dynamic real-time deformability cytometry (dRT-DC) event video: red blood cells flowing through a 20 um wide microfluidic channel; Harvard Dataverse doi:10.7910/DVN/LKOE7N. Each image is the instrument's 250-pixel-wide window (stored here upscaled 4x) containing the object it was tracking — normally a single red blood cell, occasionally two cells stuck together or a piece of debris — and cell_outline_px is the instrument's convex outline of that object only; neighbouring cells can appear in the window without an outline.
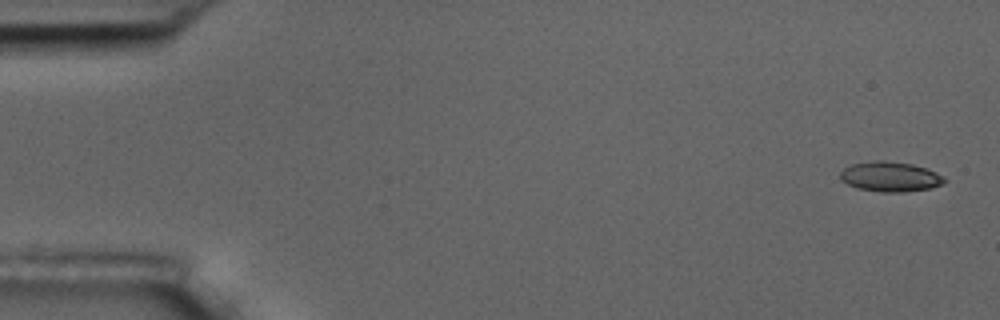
{"species": "common noctule bat (a hibernating species)", "species_latin": "Nyctalus noctula", "temperature_condition": "room temperature", "stored_images_in_passage": 16, "camera_frame_rate_fps": 3000, "um_per_image_px": 0.085, "animal": {"sex": "male", "body_mass_g": 17.5, "forearm_length_mm": 52.3}, "frame": {"image": 1, "passage_image": 1, "time_ms": 0.0, "image_size_px": [1000, 320], "cell_outline_px": [[948, 180], [944, 184], [932, 188], [904, 192], [880, 192], [856, 188], [840, 180], [840, 172], [844, 168], [852, 164], [876, 160], [880, 160], [912, 164], [936, 172], [944, 176]], "centroid_in_image_um": [75.69, 15.03], "position_along_channel_um": 9.3, "area_um2": 18.32}}
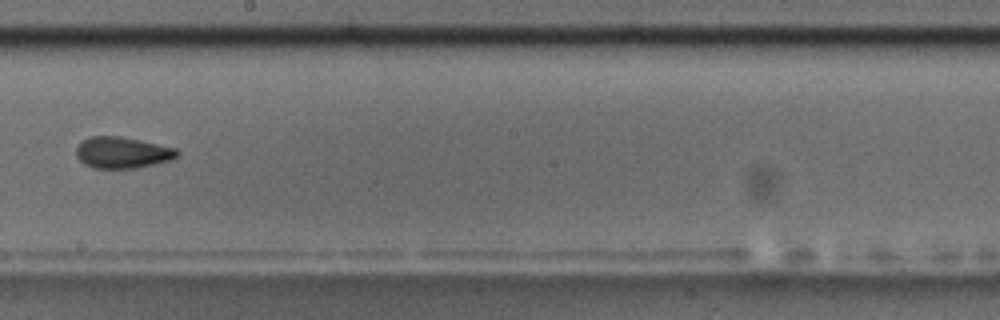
{"frame": {"image": 2, "passage_image": 9, "time_ms": 10.0, "image_size_px": [1000, 320], "cell_outline_px": [[180, 152], [176, 156], [168, 160], [136, 168], [92, 168], [84, 164], [76, 156], [76, 148], [84, 140], [92, 136], [120, 136], [176, 148]], "centroid_in_image_um": [10.37, 12.97], "position_along_channel_um": 237.8, "area_um2": 18.15}}
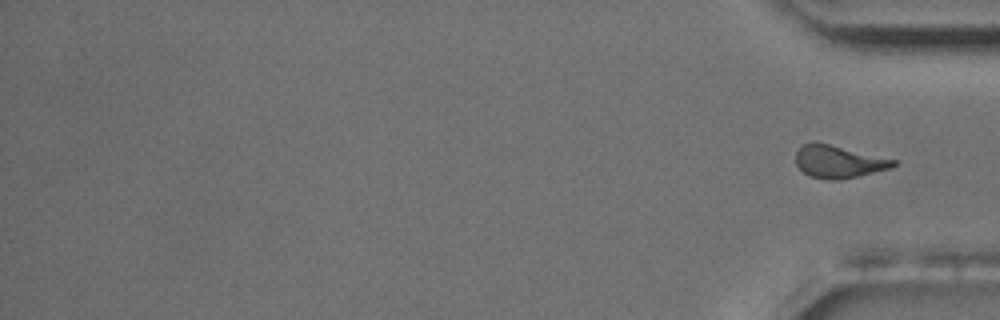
{"frame": {"image": 3, "passage_image": 16, "time_ms": 18.667, "image_size_px": [1000, 320], "cell_outline_px": [[896, 164], [892, 168], [840, 180], [828, 180], [808, 176], [796, 164], [796, 148], [800, 144], [812, 140], [816, 140], [896, 160]], "centroid_in_image_um": [71.21, 13.71], "position_along_channel_um": 364.0, "area_um2": 18.96}, "authors_computed_cell_mechanics": {"area_um2": 18.3226, "velocity_mm_per_s": 3.634, "shape_relaxation_time_tau1_ms": 4.5131, "shape_relaxation_time_tau2_ms": 2.0271, "deformation_change_tau1": 0.1066, "deformation_change_tau2": 0.0755}}